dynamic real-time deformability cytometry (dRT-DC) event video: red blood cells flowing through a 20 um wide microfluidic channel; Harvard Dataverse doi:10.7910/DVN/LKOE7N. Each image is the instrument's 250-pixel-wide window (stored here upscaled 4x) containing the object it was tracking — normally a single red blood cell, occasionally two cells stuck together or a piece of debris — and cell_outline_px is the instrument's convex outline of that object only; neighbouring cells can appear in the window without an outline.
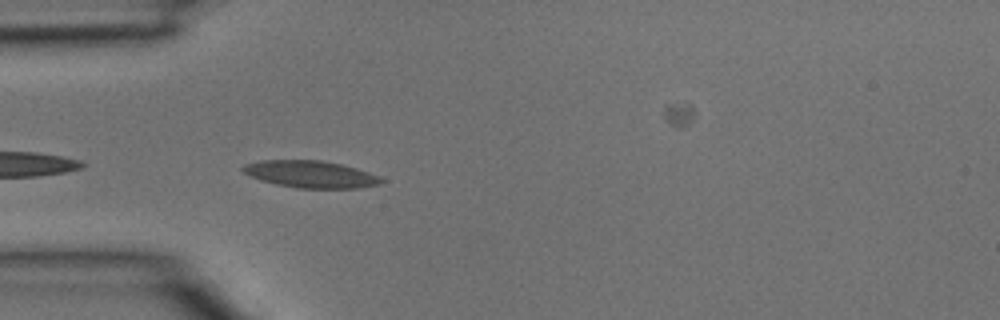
{"species": "common noctule bat (a hibernating species)", "species_latin": "Nyctalus noctula", "temperature_condition": "room temperature", "stored_images_in_passage": 15, "camera_frame_rate_fps": 3000, "um_per_image_px": 0.085, "animal": {"sex": "male", "body_mass_g": 15.6}, "frame": {"image": 1, "passage_image": 10, "time_ms": 3.0, "image_size_px": [1000, 320], "cell_outline_px": [[384, 180], [380, 184], [360, 188], [300, 188], [276, 184], [260, 180], [244, 172], [240, 168], [244, 164], [260, 160], [320, 160], [340, 164], [356, 168], [368, 172]], "centroid_in_image_um": [26.38, 14.8], "position_along_channel_um": 58.6, "area_um2": 21.62}}
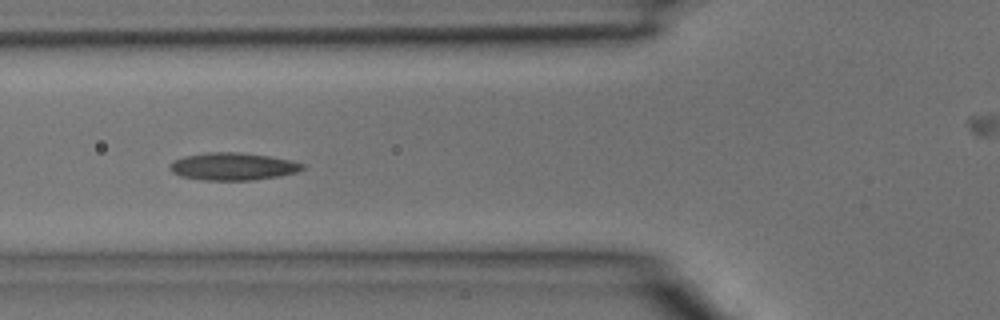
{"frame": {"image": 2, "passage_image": 13, "time_ms": 4.0, "image_size_px": [1000, 320], "cell_outline_px": [[304, 168], [296, 172], [280, 176], [252, 180], [204, 180], [180, 176], [172, 172], [168, 168], [168, 164], [172, 160], [184, 156], [208, 152], [240, 152], [268, 156], [288, 160], [304, 164]], "centroid_in_image_um": [19.73, 14.15], "position_along_channel_um": 106.1, "area_um2": 21.27}}